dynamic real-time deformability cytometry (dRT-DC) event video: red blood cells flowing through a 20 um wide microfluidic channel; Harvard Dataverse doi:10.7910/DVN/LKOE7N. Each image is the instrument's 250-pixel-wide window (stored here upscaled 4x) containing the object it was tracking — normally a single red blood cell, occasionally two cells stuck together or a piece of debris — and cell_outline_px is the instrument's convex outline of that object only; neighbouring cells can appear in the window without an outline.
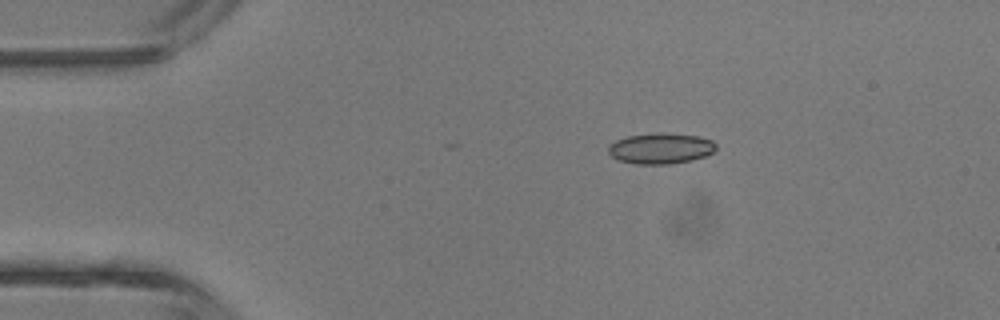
{"species": "common noctule bat (a hibernating species)", "species_latin": "Nyctalus noctula", "temperature_condition": "room temperature", "stored_images_in_passage": 5, "camera_frame_rate_fps": 3000, "um_per_image_px": 0.085, "animal": {"sex": "male", "body_mass_g": 13.3}, "frame": {"image": 1, "passage_image": 3, "time_ms": 2.333, "image_size_px": [1000, 320], "cell_outline_px": [[716, 148], [712, 152], [704, 156], [692, 160], [668, 164], [636, 164], [616, 160], [608, 152], [608, 144], [616, 140], [628, 136], [656, 132], [696, 136], [712, 140], [716, 144]], "centroid_in_image_um": [56.11, 12.62], "position_along_channel_um": 28.9, "area_um2": 19.31}}
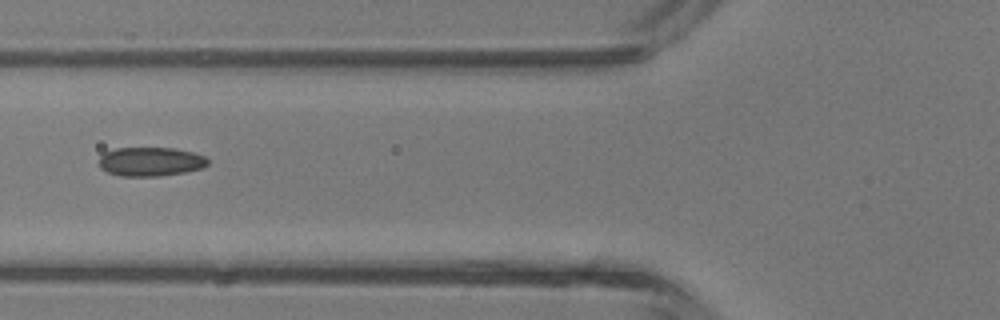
{"frame": {"image": 2, "passage_image": 5, "time_ms": 5.333, "image_size_px": [1000, 320], "cell_outline_px": [[208, 164], [204, 168], [184, 172], [160, 176], [120, 176], [108, 172], [100, 168], [100, 156], [104, 152], [116, 148], [176, 148], [192, 152], [204, 156], [208, 160]], "centroid_in_image_um": [12.8, 13.74], "position_along_channel_um": 113.0, "area_um2": 18.44}}